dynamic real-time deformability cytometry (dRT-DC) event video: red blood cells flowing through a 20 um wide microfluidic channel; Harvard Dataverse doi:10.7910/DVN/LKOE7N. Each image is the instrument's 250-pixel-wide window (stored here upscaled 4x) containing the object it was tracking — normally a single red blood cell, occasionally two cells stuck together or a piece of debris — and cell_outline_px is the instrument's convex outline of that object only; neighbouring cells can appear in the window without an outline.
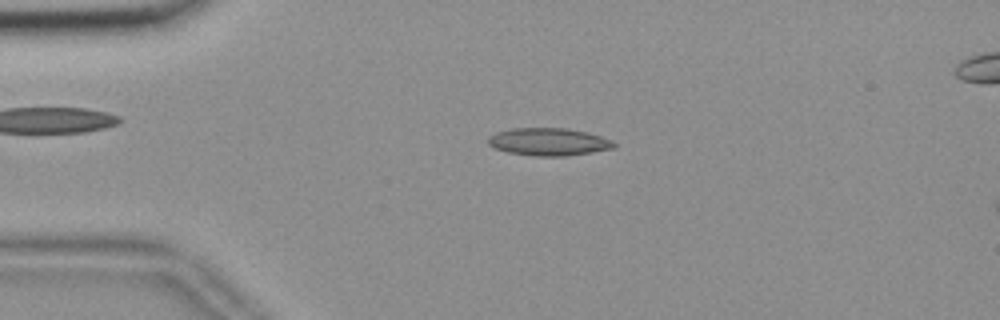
{"species": "common noctule bat (a hibernating species)", "species_latin": "Nyctalus noctula", "temperature_condition": "room temperature", "stored_images_in_passage": 48, "camera_frame_rate_fps": 3000, "um_per_image_px": 0.085, "animal": {"sex": "female", "body_mass_g": 18.4}, "frame": {"image": 1, "passage_image": 6, "time_ms": 1.667, "image_size_px": [1000, 320], "cell_outline_px": [[616, 148], [568, 156], [536, 156], [508, 152], [496, 148], [488, 144], [488, 136], [496, 132], [512, 128], [568, 128], [588, 132], [612, 140], [616, 144]], "centroid_in_image_um": [46.66, 12.05], "position_along_channel_um": 38.3, "area_um2": 20.35}}
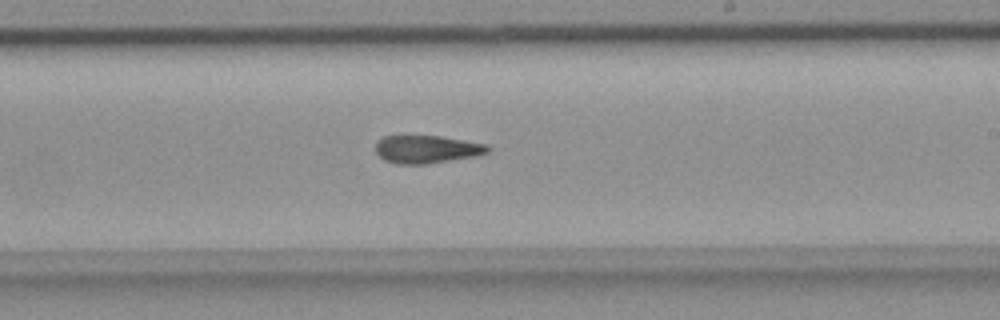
{"frame": {"image": 2, "passage_image": 26, "time_ms": 8.333, "image_size_px": [1000, 320], "cell_outline_px": [[492, 148], [488, 152], [476, 156], [424, 164], [400, 164], [384, 160], [376, 152], [376, 140], [384, 136], [440, 136], [484, 144]], "centroid_in_image_um": [36.25, 12.68], "position_along_channel_um": 252.8, "area_um2": 18.03}}
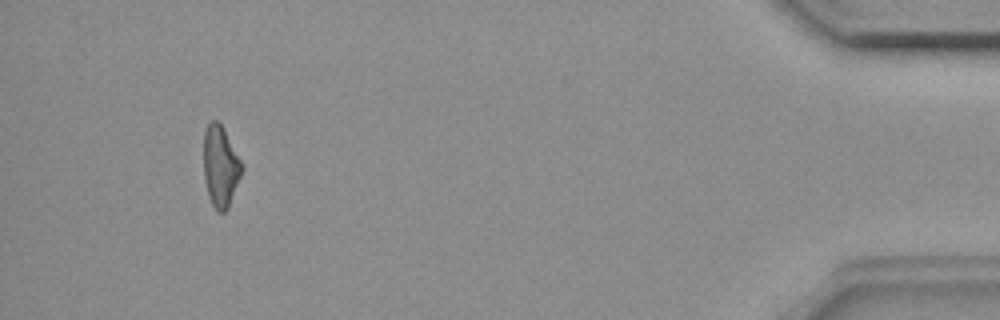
{"frame": {"image": 3, "passage_image": 45, "time_ms": 14.667, "image_size_px": [1000, 320], "cell_outline_px": [[244, 168], [228, 208], [224, 212], [216, 212], [208, 196], [204, 180], [204, 132], [208, 124], [212, 120], [216, 120], [224, 128]], "centroid_in_image_um": [18.73, 14.16], "position_along_channel_um": 416.5, "area_um2": 18.03}, "authors_computed_cell_mechanics": {"area_um2": 18.8428, "velocity_mm_per_s": 3.6896, "shape_relaxation_time_tau1_ms": null, "shape_relaxation_time_tau2_ms": 4.7, "deformation_change_tau1": null, "deformation_change_tau2": 0.1365}}